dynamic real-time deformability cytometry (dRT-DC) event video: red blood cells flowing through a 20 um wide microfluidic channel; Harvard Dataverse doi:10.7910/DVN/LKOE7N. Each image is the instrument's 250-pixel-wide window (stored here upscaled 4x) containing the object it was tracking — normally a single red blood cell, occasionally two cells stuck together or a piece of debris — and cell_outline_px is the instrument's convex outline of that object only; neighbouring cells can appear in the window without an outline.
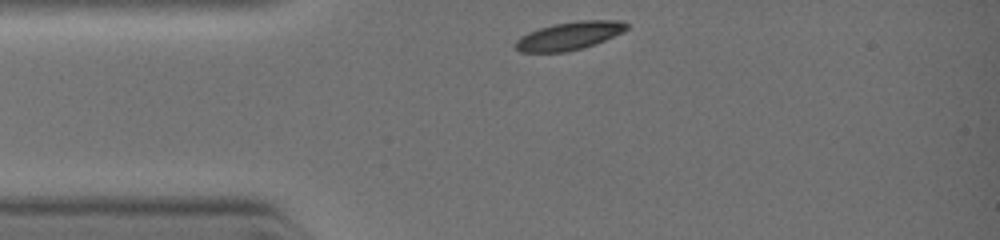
{"species": "common noctule bat (a hibernating species)", "species_latin": "Nyctalus noctula", "temperature_condition": "warm", "stored_images_in_passage": 48, "camera_frame_rate_fps": 3000, "um_per_image_px": 0.085, "animal": {"sex": "female", "body_mass_g": 19.0, "forearm_length_mm": 51.5}, "frame": {"image": 1, "passage_image": 1, "time_ms": 0.0, "image_size_px": [1000, 240], "cell_outline_px": [[628, 28], [604, 40], [580, 48], [564, 52], [520, 52], [516, 48], [516, 40], [520, 36], [528, 32], [540, 28], [556, 24], [580, 20], [620, 20], [628, 24]], "centroid_in_image_um": [48.36, 3.04], "position_along_channel_um": 36.6, "area_um2": 17.74}}
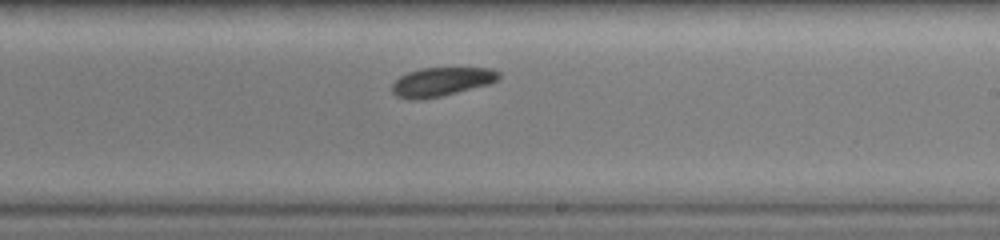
{"frame": {"image": 2, "passage_image": 27, "time_ms": 4.333, "image_size_px": [1000, 240], "cell_outline_px": [[500, 80], [488, 84], [440, 96], [420, 100], [408, 100], [396, 96], [392, 92], [392, 84], [400, 76], [408, 72], [420, 68], [492, 68], [500, 72]], "centroid_in_image_um": [37.51, 6.95], "position_along_channel_um": 251.5, "area_um2": 17.98}}
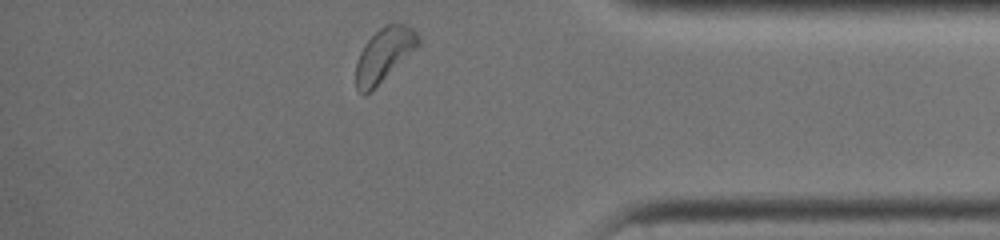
{"frame": {"image": 3, "passage_image": 46, "time_ms": 7.333, "image_size_px": [1000, 240], "cell_outline_px": [[420, 44], [368, 92], [360, 92], [356, 88], [356, 64], [360, 52], [364, 44], [380, 28], [396, 20], [408, 24], [420, 36]], "centroid_in_image_um": [32.67, 4.55], "position_along_channel_um": 402.5, "area_um2": 18.96}}